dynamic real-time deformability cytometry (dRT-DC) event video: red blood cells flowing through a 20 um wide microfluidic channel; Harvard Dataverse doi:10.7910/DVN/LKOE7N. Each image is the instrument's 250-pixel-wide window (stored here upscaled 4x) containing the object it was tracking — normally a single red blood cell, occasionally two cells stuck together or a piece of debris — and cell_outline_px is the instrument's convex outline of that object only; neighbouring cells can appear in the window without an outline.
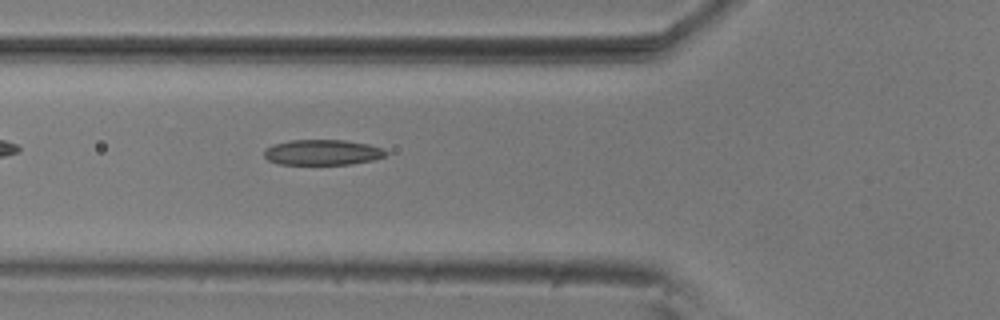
{"species": "common noctule bat (a hibernating species)", "species_latin": "Nyctalus noctula", "temperature_condition": "room temperature", "stored_images_in_passage": 38, "camera_frame_rate_fps": 3000, "um_per_image_px": 0.085, "animal": {"sex": "male", "body_mass_g": 20.5, "forearm_length_mm": 52.5}, "frame": {"image": 1, "passage_image": 4, "time_ms": 1.0, "image_size_px": [1000, 320], "cell_outline_px": [[388, 152], [384, 156], [372, 160], [348, 164], [280, 164], [268, 160], [264, 156], [264, 148], [272, 144], [292, 140], [344, 140], [368, 144], [380, 148]], "centroid_in_image_um": [27.35, 12.94], "position_along_channel_um": 98.4, "area_um2": 17.92}}
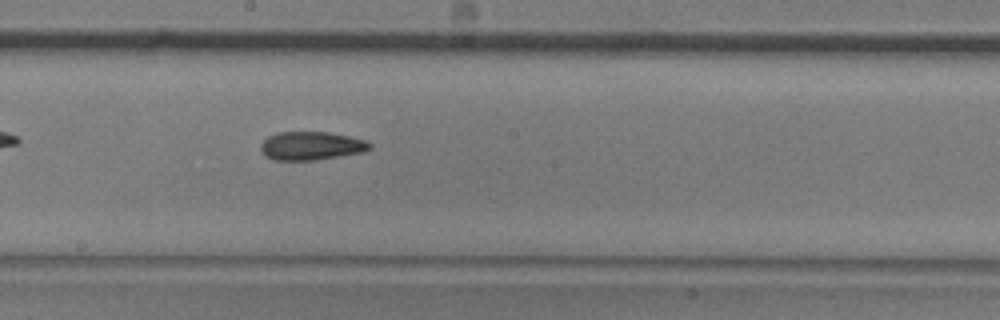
{"frame": {"image": 2, "passage_image": 14, "time_ms": 4.333, "image_size_px": [1000, 320], "cell_outline_px": [[372, 148], [364, 152], [312, 160], [272, 160], [264, 156], [260, 148], [260, 144], [268, 136], [276, 132], [328, 132], [348, 136], [364, 140], [372, 144]], "centroid_in_image_um": [26.42, 12.39], "position_along_channel_um": 221.8, "area_um2": 18.09}}
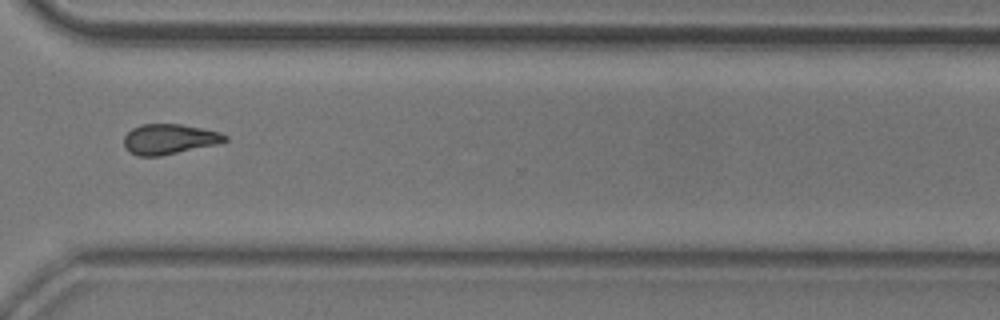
{"frame": {"image": 3, "passage_image": 25, "time_ms": 8.0, "image_size_px": [1000, 320], "cell_outline_px": [[228, 140], [220, 144], [160, 156], [136, 156], [128, 152], [124, 148], [124, 136], [132, 128], [140, 124], [180, 124], [220, 132], [228, 136]], "centroid_in_image_um": [14.38, 11.84], "position_along_channel_um": 356.2, "area_um2": 18.03}, "authors_computed_cell_mechanics": {"area_um2": 17.8024, "velocity_mm_per_s": 3.6762, "shape_relaxation_time_tau1_ms": 10.1507, "shape_relaxation_time_tau2_ms": 2.0176, "deformation_change_tau1": 0.1788, "deformation_change_tau2": 0.0867}}